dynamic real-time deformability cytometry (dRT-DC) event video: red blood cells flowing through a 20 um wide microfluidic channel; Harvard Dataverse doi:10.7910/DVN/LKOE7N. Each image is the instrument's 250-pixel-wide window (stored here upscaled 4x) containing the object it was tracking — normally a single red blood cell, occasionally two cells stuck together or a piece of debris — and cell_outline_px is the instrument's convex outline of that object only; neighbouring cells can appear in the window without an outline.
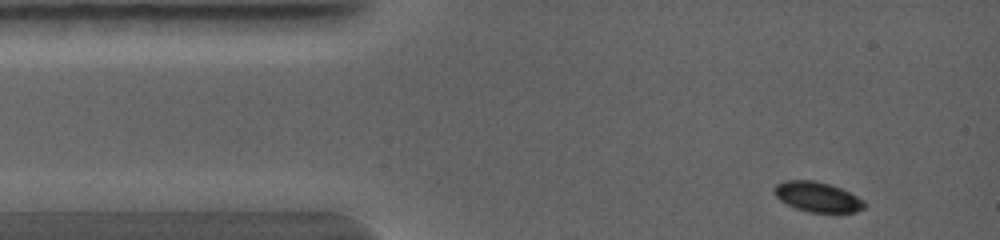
{"species": "common noctule bat (a hibernating species)", "species_latin": "Nyctalus noctula", "temperature_condition": "warm", "stored_images_in_passage": 22, "camera_frame_rate_fps": 5000, "um_per_image_px": 0.085, "animal": {"sex": "female", "body_mass_g": 19.0, "forearm_length_mm": 56.7}, "frame": {"image": 1, "passage_image": 1, "time_ms": 0.0, "image_size_px": [1000, 240], "cell_outline_px": [[868, 204], [864, 208], [856, 212], [808, 212], [796, 208], [780, 200], [772, 192], [772, 188], [776, 184], [784, 180], [816, 180], [840, 188], [864, 200]], "centroid_in_image_um": [69.46, 16.73], "position_along_channel_um": 15.5, "area_um2": 15.84}}
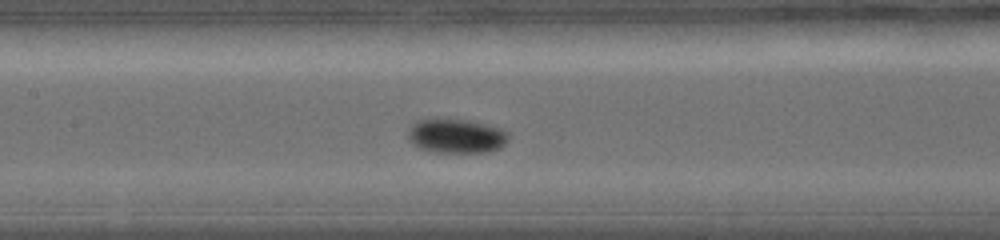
{"frame": {"image": 2, "passage_image": 13, "time_ms": 3.2, "image_size_px": [1000, 240], "cell_outline_px": [[508, 136], [504, 144], [500, 148], [488, 152], [436, 152], [420, 148], [412, 144], [408, 136], [408, 128], [416, 120], [432, 116], [468, 120], [500, 128], [508, 132]], "centroid_in_image_um": [38.72, 11.52], "position_along_channel_um": 168.7, "area_um2": 20.52}}
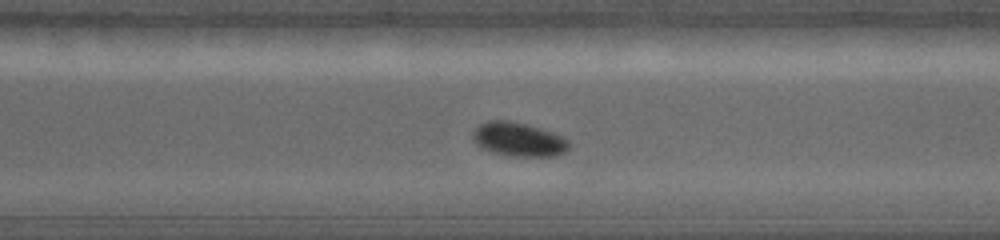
{"frame": {"image": 3, "passage_image": 22, "time_ms": 5.6, "image_size_px": [1000, 240], "cell_outline_px": [[572, 144], [564, 152], [556, 156], [512, 156], [492, 152], [484, 148], [472, 136], [472, 132], [480, 124], [488, 120], [508, 120], [528, 124], [552, 132], [568, 140]], "centroid_in_image_um": [44.12, 11.84], "position_along_channel_um": 326.5, "area_um2": 18.84}}